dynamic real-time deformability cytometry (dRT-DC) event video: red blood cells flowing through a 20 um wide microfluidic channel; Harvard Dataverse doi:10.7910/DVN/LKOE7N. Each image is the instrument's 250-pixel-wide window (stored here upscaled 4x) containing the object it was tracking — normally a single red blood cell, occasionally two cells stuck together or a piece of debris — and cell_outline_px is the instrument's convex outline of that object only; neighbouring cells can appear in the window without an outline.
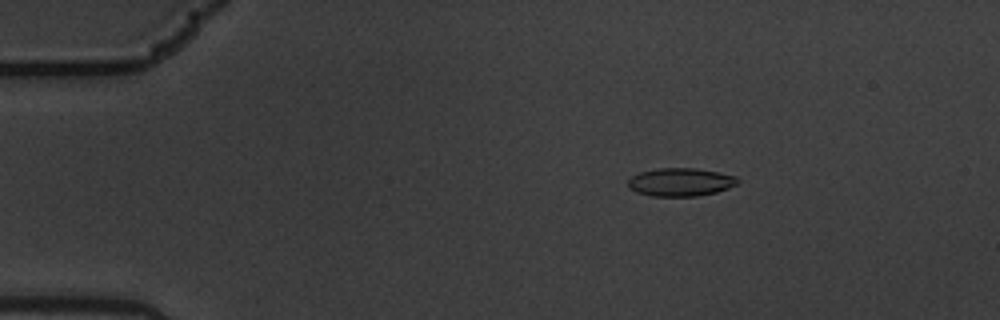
{"species": "common noctule bat (a hibernating species)", "species_latin": "Nyctalus noctula", "temperature_condition": "warm", "stored_images_in_passage": 3, "camera_frame_rate_fps": 3000, "um_per_image_px": 0.085, "animal": {"sex": "male", "body_mass_g": 19.5, "forearm_length_mm": 54.6}, "frame": {"image": 1, "passage_image": 1, "time_ms": 0.0, "image_size_px": [1000, 320], "cell_outline_px": [[740, 180], [736, 184], [728, 188], [716, 192], [696, 196], [652, 196], [636, 192], [628, 188], [628, 180], [632, 176], [640, 172], [656, 168], [696, 168], [736, 176]], "centroid_in_image_um": [57.82, 15.47], "position_along_channel_um": 27.2, "area_um2": 17.98}}